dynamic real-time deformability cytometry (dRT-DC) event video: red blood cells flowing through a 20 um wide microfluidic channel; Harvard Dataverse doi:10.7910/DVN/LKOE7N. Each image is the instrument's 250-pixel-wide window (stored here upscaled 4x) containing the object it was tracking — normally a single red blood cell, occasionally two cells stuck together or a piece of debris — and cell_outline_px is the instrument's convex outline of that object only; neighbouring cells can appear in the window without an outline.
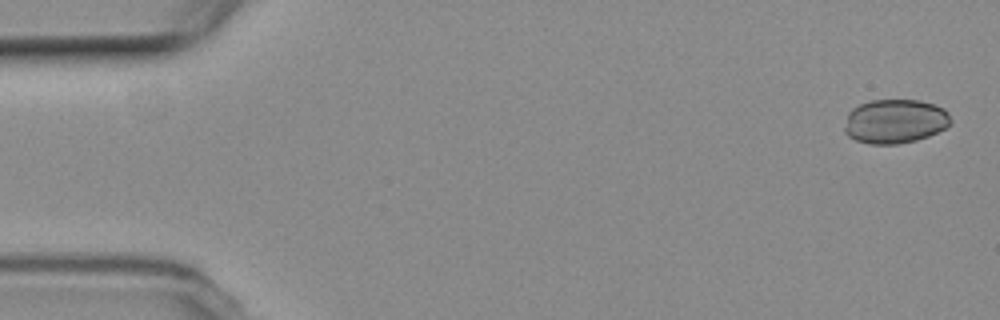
{"species": "common noctule bat (a hibernating species)", "species_latin": "Nyctalus noctula", "temperature_condition": "room temperature", "stored_images_in_passage": 5, "camera_frame_rate_fps": 3000, "um_per_image_px": 0.085, "animal": {"sex": "female", "body_mass_g": 19.3, "forearm_length_mm": 54.1}, "frame": {"image": 1, "passage_image": 1, "time_ms": 0.0, "image_size_px": [1000, 320], "cell_outline_px": [[952, 120], [944, 128], [928, 136], [916, 140], [896, 144], [868, 144], [856, 140], [848, 136], [844, 132], [844, 128], [848, 112], [852, 108], [860, 104], [872, 100], [920, 100], [944, 108], [948, 112]], "centroid_in_image_um": [76.05, 10.31], "position_along_channel_um": 8.9, "area_um2": 27.34}}